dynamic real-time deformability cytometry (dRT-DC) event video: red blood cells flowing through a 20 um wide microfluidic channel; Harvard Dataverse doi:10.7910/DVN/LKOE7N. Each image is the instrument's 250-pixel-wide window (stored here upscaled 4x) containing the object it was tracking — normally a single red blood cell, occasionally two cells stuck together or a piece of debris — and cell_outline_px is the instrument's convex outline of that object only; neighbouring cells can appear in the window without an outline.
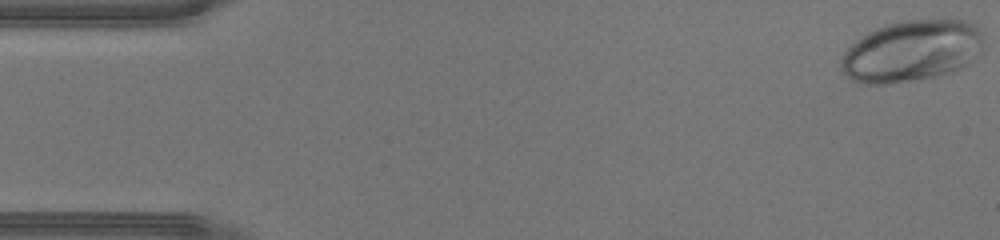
{"species": "human", "species_latin": "Homo sapiens", "temperature_condition": "warm", "stored_images_in_passage": 44, "camera_frame_rate_fps": 3000, "um_per_image_px": 0.085, "donor": {"sex": "male"}, "frame": {"image": 1, "passage_image": 1, "time_ms": 0.0, "image_size_px": [1000, 240], "cell_outline_px": [[984, 44], [980, 52], [968, 64], [952, 72], [936, 76], [912, 80], [884, 84], [864, 84], [852, 80], [840, 68], [840, 60], [844, 52], [856, 40], [868, 32], [876, 28], [900, 20], [964, 20], [976, 24], [984, 32]], "centroid_in_image_um": [77.52, 4.32], "position_along_channel_um": 7.5, "area_um2": 51.21}}
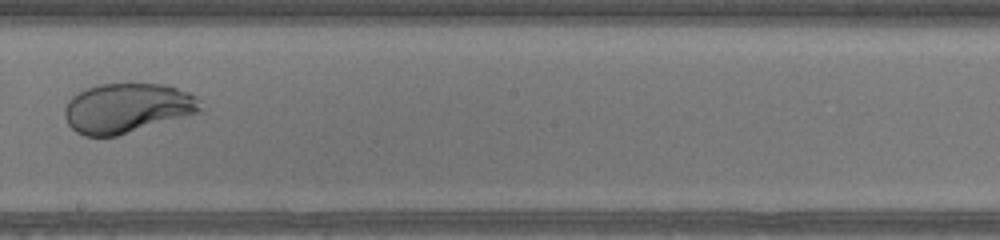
{"frame": {"image": 2, "passage_image": 25, "time_ms": 8.0, "image_size_px": [1000, 240], "cell_outline_px": [[204, 112], [116, 136], [84, 136], [76, 132], [68, 124], [64, 116], [64, 108], [68, 100], [72, 96], [88, 88], [100, 84], [164, 84], [188, 92], [196, 96]], "centroid_in_image_um": [10.82, 9.2], "position_along_channel_um": 237.4, "area_um2": 39.42}}
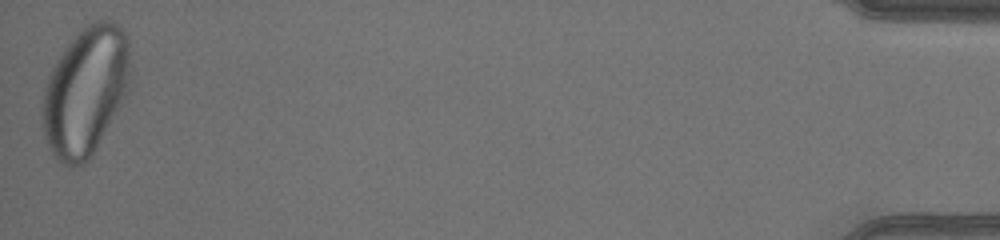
{"frame": {"image": 3, "passage_image": 44, "time_ms": 14.333, "image_size_px": [1000, 240], "cell_outline_px": [[128, 84], [124, 96], [120, 104], [88, 160], [84, 164], [60, 164], [56, 160], [48, 144], [44, 132], [44, 88], [48, 76], [56, 60], [80, 28], [96, 20], [108, 20], [116, 24], [128, 32]], "centroid_in_image_um": [7.26, 7.69], "position_along_channel_um": 427.9, "area_um2": 64.45}}